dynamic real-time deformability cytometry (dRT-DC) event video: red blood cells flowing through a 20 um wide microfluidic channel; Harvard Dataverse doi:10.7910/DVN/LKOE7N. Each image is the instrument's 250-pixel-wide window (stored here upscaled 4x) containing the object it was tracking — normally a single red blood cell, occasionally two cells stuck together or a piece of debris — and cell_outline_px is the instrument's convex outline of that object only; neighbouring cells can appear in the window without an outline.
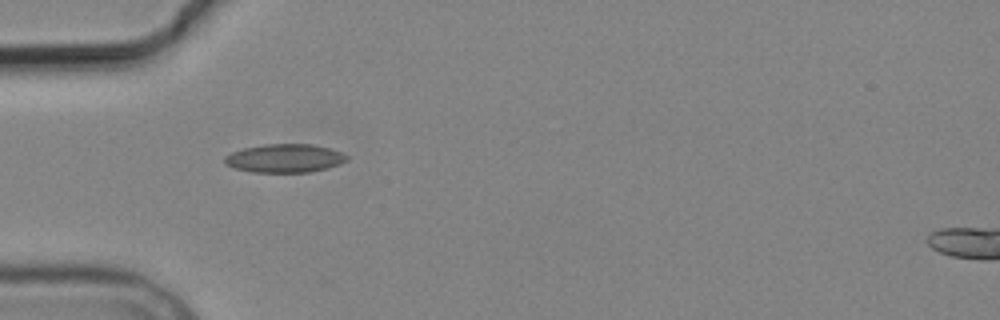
{"species": "common noctule bat (a hibernating species)", "species_latin": "Nyctalus noctula", "temperature_condition": "cold", "stored_images_in_passage": 2, "camera_frame_rate_fps": 3000, "um_per_image_px": 0.085, "animal": {"sex": "male", "body_mass_g": 19.2, "forearm_length_mm": 51.8}, "frame": {"image": 1, "passage_image": 1, "time_ms": 0.0, "image_size_px": [1000, 320], "cell_outline_px": [[348, 160], [340, 164], [328, 168], [308, 172], [252, 172], [236, 168], [224, 164], [224, 156], [232, 152], [244, 148], [264, 144], [312, 144], [328, 148], [340, 152], [348, 156]], "centroid_in_image_um": [24.19, 13.45], "position_along_channel_um": 60.8, "area_um2": 20.23}}
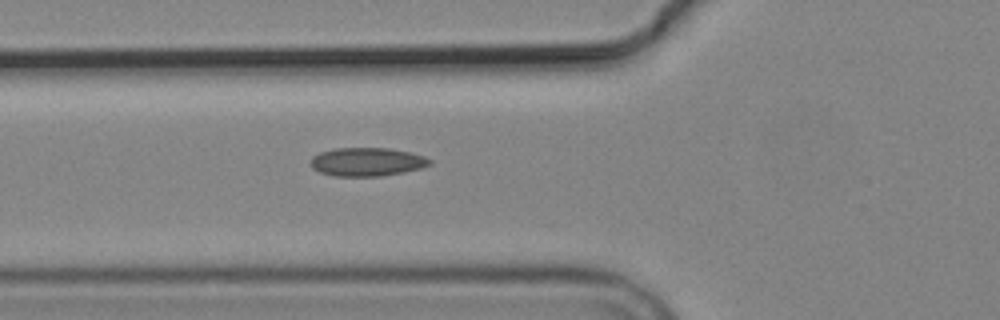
{"frame": {"image": 2, "passage_image": 2, "time_ms": 1.0, "image_size_px": [1000, 320], "cell_outline_px": [[432, 164], [420, 168], [404, 172], [380, 176], [332, 176], [320, 172], [312, 168], [312, 156], [320, 152], [336, 148], [388, 148], [408, 152], [424, 156], [432, 160]], "centroid_in_image_um": [31.2, 13.76], "position_along_channel_um": 94.6, "area_um2": 19.71}}